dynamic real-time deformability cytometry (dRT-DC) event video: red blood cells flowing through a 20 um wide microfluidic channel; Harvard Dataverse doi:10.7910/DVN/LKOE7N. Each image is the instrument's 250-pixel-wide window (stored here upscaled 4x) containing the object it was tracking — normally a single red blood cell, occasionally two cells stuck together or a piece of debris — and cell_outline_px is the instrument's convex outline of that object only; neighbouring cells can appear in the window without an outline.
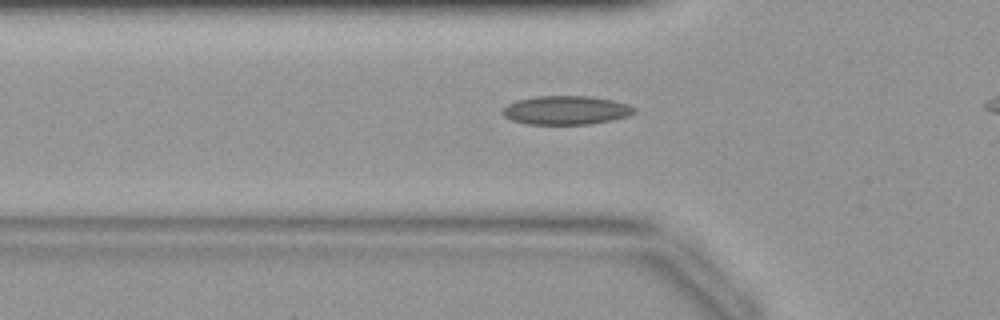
{"species": "common noctule bat (a hibernating species)", "species_latin": "Nyctalus noctula", "temperature_condition": "warm", "stored_images_in_passage": 33, "camera_frame_rate_fps": 3000, "um_per_image_px": 0.085, "animal": {"sex": "female", "body_mass_g": 19.9}, "frame": {"image": 1, "passage_image": 12, "time_ms": 3.667, "image_size_px": [1000, 320], "cell_outline_px": [[636, 112], [628, 116], [612, 120], [588, 124], [524, 124], [512, 120], [504, 116], [500, 112], [500, 108], [516, 100], [536, 96], [592, 96], [612, 100], [628, 104], [636, 108]], "centroid_in_image_um": [48.08, 9.36], "position_along_channel_um": 77.7, "area_um2": 22.31}}
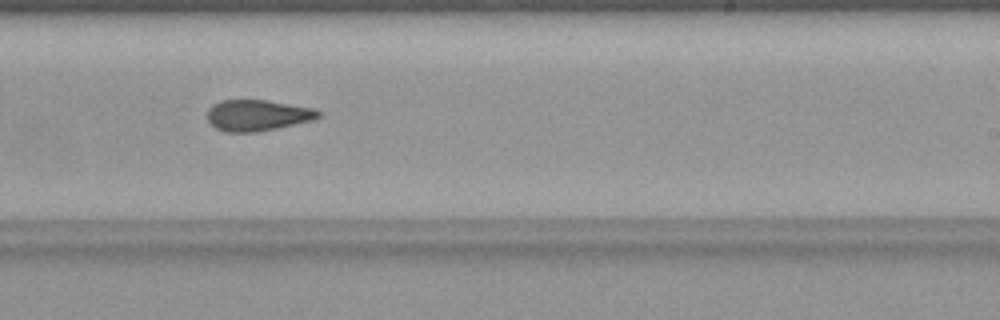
{"frame": {"image": 2, "passage_image": 24, "time_ms": 7.667, "image_size_px": [1000, 320], "cell_outline_px": [[324, 116], [312, 120], [276, 128], [256, 132], [224, 132], [216, 128], [208, 120], [208, 108], [212, 104], [220, 100], [268, 100], [312, 108], [320, 112]], "centroid_in_image_um": [21.87, 9.79], "position_along_channel_um": 267.1, "area_um2": 20.11}}
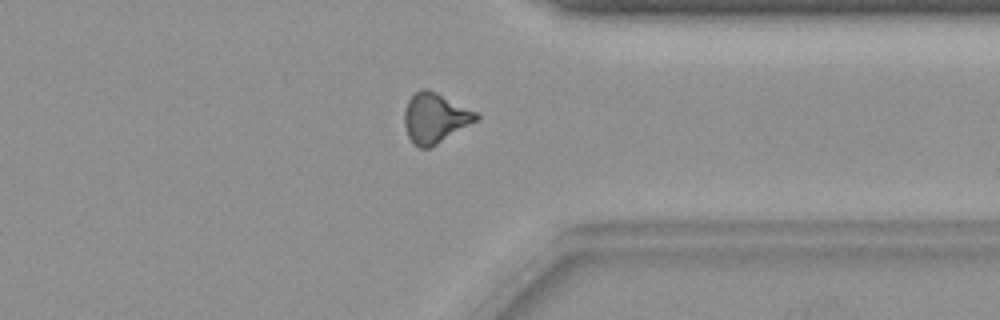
{"frame": {"image": 3, "passage_image": 31, "time_ms": 10.0, "image_size_px": [1000, 320], "cell_outline_px": [[480, 116], [476, 120], [436, 144], [428, 148], [420, 148], [408, 136], [404, 124], [404, 112], [408, 100], [420, 88], [428, 88], [476, 112]], "centroid_in_image_um": [36.94, 10.0], "position_along_channel_um": 374.5, "area_um2": 20.35}}